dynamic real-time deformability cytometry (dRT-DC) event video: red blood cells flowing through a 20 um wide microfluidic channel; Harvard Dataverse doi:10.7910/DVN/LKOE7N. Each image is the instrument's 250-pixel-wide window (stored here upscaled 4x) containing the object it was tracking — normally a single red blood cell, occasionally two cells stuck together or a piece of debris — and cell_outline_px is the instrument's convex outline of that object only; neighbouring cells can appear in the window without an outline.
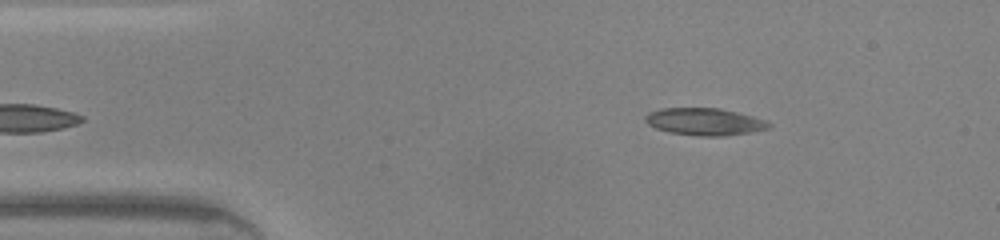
{"species": "common noctule bat (a hibernating species)", "species_latin": "Nyctalus noctula", "temperature_condition": "warm", "stored_images_in_passage": 33, "camera_frame_rate_fps": 3000, "um_per_image_px": 0.085, "animal": {"sex": "male", "body_mass_g": 20.0, "forearm_length_mm": 53.3}, "frame": {"image": 1, "passage_image": 1, "time_ms": 0.0, "image_size_px": [1000, 240], "cell_outline_px": [[772, 128], [752, 132], [724, 136], [696, 136], [668, 132], [656, 128], [648, 124], [644, 120], [644, 116], [648, 112], [660, 108], [720, 108], [752, 116], [764, 120], [772, 124]], "centroid_in_image_um": [59.88, 10.35], "position_along_channel_um": 25.1, "area_um2": 19.77}}
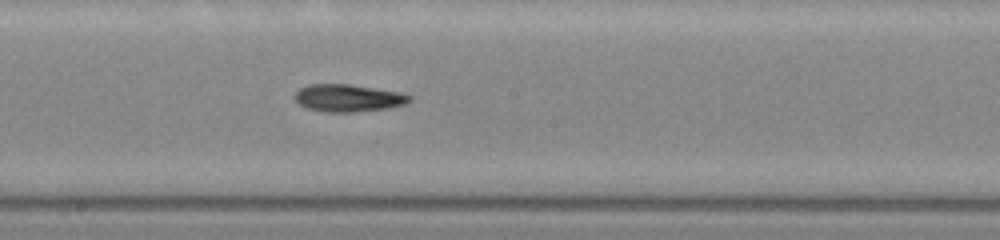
{"frame": {"image": 2, "passage_image": 18, "time_ms": 5.667, "image_size_px": [1000, 240], "cell_outline_px": [[412, 100], [404, 104], [388, 108], [352, 112], [328, 112], [304, 108], [296, 100], [296, 92], [300, 88], [308, 84], [348, 84], [400, 92], [412, 96]], "centroid_in_image_um": [29.6, 8.33], "position_along_channel_um": 218.6, "area_um2": 18.21}}
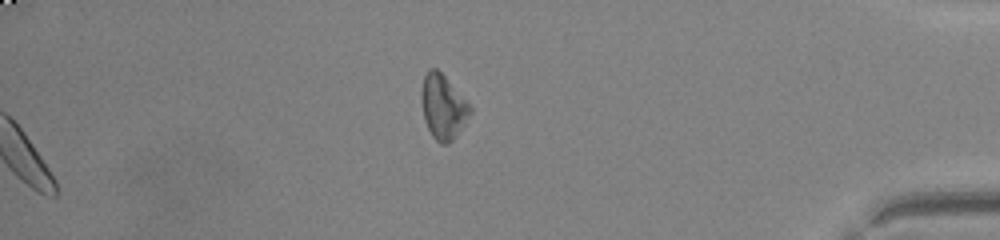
{"frame": {"image": 3, "passage_image": 33, "time_ms": 10.667, "image_size_px": [1000, 240], "cell_outline_px": [[472, 112], [456, 136], [448, 144], [440, 144], [432, 136], [424, 120], [420, 100], [420, 92], [424, 76], [428, 68], [436, 68], [444, 76], [472, 108]], "centroid_in_image_um": [37.62, 9.09], "position_along_channel_um": 397.6, "area_um2": 18.21}, "authors_computed_cell_mechanics": {"area_um2": 18.2648, "velocity_mm_per_s": 4.4023, "shape_relaxation_time_tau1_ms": 4.2555, "shape_relaxation_time_tau2_ms": null, "deformation_change_tau1": 0.1307, "deformation_change_tau2": null}}